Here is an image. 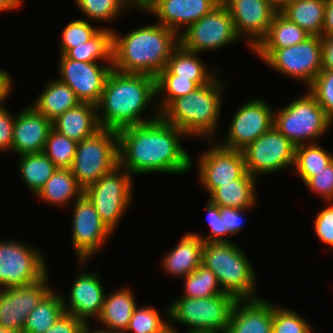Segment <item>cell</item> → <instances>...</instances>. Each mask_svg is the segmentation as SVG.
<instances>
[{
  "label": "cell",
  "mask_w": 333,
  "mask_h": 333,
  "mask_svg": "<svg viewBox=\"0 0 333 333\" xmlns=\"http://www.w3.org/2000/svg\"><path fill=\"white\" fill-rule=\"evenodd\" d=\"M117 134L119 165L131 175L183 174L191 168L193 160L180 142L185 133L161 116L120 129Z\"/></svg>",
  "instance_id": "cell-1"
},
{
  "label": "cell",
  "mask_w": 333,
  "mask_h": 333,
  "mask_svg": "<svg viewBox=\"0 0 333 333\" xmlns=\"http://www.w3.org/2000/svg\"><path fill=\"white\" fill-rule=\"evenodd\" d=\"M156 96V78L145 74H125L113 69L96 105L99 126L118 131L159 118L158 110L148 119L142 117L143 111Z\"/></svg>",
  "instance_id": "cell-2"
},
{
  "label": "cell",
  "mask_w": 333,
  "mask_h": 333,
  "mask_svg": "<svg viewBox=\"0 0 333 333\" xmlns=\"http://www.w3.org/2000/svg\"><path fill=\"white\" fill-rule=\"evenodd\" d=\"M179 44V34L160 23L134 29L122 37L114 31L113 69L156 78Z\"/></svg>",
  "instance_id": "cell-3"
},
{
  "label": "cell",
  "mask_w": 333,
  "mask_h": 333,
  "mask_svg": "<svg viewBox=\"0 0 333 333\" xmlns=\"http://www.w3.org/2000/svg\"><path fill=\"white\" fill-rule=\"evenodd\" d=\"M223 83L217 76L186 96L174 99L160 116L185 133V136L214 139L219 125ZM215 133V134H214ZM213 137V138H212Z\"/></svg>",
  "instance_id": "cell-4"
},
{
  "label": "cell",
  "mask_w": 333,
  "mask_h": 333,
  "mask_svg": "<svg viewBox=\"0 0 333 333\" xmlns=\"http://www.w3.org/2000/svg\"><path fill=\"white\" fill-rule=\"evenodd\" d=\"M202 265L218 279L222 291L237 300L259 299L254 267L245 253L232 242H204Z\"/></svg>",
  "instance_id": "cell-5"
},
{
  "label": "cell",
  "mask_w": 333,
  "mask_h": 333,
  "mask_svg": "<svg viewBox=\"0 0 333 333\" xmlns=\"http://www.w3.org/2000/svg\"><path fill=\"white\" fill-rule=\"evenodd\" d=\"M237 301L226 293L206 298L179 297L163 313L172 323L189 327L187 331L225 333Z\"/></svg>",
  "instance_id": "cell-6"
},
{
  "label": "cell",
  "mask_w": 333,
  "mask_h": 333,
  "mask_svg": "<svg viewBox=\"0 0 333 333\" xmlns=\"http://www.w3.org/2000/svg\"><path fill=\"white\" fill-rule=\"evenodd\" d=\"M118 165L117 131L101 128L77 143L71 171L78 185L85 190Z\"/></svg>",
  "instance_id": "cell-7"
},
{
  "label": "cell",
  "mask_w": 333,
  "mask_h": 333,
  "mask_svg": "<svg viewBox=\"0 0 333 333\" xmlns=\"http://www.w3.org/2000/svg\"><path fill=\"white\" fill-rule=\"evenodd\" d=\"M306 93L274 112L273 126L295 146L316 143L333 123L314 96Z\"/></svg>",
  "instance_id": "cell-8"
},
{
  "label": "cell",
  "mask_w": 333,
  "mask_h": 333,
  "mask_svg": "<svg viewBox=\"0 0 333 333\" xmlns=\"http://www.w3.org/2000/svg\"><path fill=\"white\" fill-rule=\"evenodd\" d=\"M255 54L278 73L309 86L322 70V38L310 36L286 48H254Z\"/></svg>",
  "instance_id": "cell-9"
},
{
  "label": "cell",
  "mask_w": 333,
  "mask_h": 333,
  "mask_svg": "<svg viewBox=\"0 0 333 333\" xmlns=\"http://www.w3.org/2000/svg\"><path fill=\"white\" fill-rule=\"evenodd\" d=\"M131 174L118 165L84 190L104 224L114 232L132 202Z\"/></svg>",
  "instance_id": "cell-10"
},
{
  "label": "cell",
  "mask_w": 333,
  "mask_h": 333,
  "mask_svg": "<svg viewBox=\"0 0 333 333\" xmlns=\"http://www.w3.org/2000/svg\"><path fill=\"white\" fill-rule=\"evenodd\" d=\"M48 273L39 249L18 241H0V289L30 285Z\"/></svg>",
  "instance_id": "cell-11"
},
{
  "label": "cell",
  "mask_w": 333,
  "mask_h": 333,
  "mask_svg": "<svg viewBox=\"0 0 333 333\" xmlns=\"http://www.w3.org/2000/svg\"><path fill=\"white\" fill-rule=\"evenodd\" d=\"M295 147L276 127L272 126L242 149L246 171L256 177L259 174L275 173L293 167Z\"/></svg>",
  "instance_id": "cell-12"
},
{
  "label": "cell",
  "mask_w": 333,
  "mask_h": 333,
  "mask_svg": "<svg viewBox=\"0 0 333 333\" xmlns=\"http://www.w3.org/2000/svg\"><path fill=\"white\" fill-rule=\"evenodd\" d=\"M239 39L230 12L222 2L179 34L180 44L196 53L216 50Z\"/></svg>",
  "instance_id": "cell-13"
},
{
  "label": "cell",
  "mask_w": 333,
  "mask_h": 333,
  "mask_svg": "<svg viewBox=\"0 0 333 333\" xmlns=\"http://www.w3.org/2000/svg\"><path fill=\"white\" fill-rule=\"evenodd\" d=\"M74 204L72 217V243L80 266L100 251L113 233L101 220L93 203L83 193Z\"/></svg>",
  "instance_id": "cell-14"
},
{
  "label": "cell",
  "mask_w": 333,
  "mask_h": 333,
  "mask_svg": "<svg viewBox=\"0 0 333 333\" xmlns=\"http://www.w3.org/2000/svg\"><path fill=\"white\" fill-rule=\"evenodd\" d=\"M274 123V112L264 99L248 100L234 114L228 135L223 143L224 148L242 150L266 133Z\"/></svg>",
  "instance_id": "cell-15"
},
{
  "label": "cell",
  "mask_w": 333,
  "mask_h": 333,
  "mask_svg": "<svg viewBox=\"0 0 333 333\" xmlns=\"http://www.w3.org/2000/svg\"><path fill=\"white\" fill-rule=\"evenodd\" d=\"M59 62L58 80L67 84L80 102L97 105L113 64L101 66L94 62L75 61L61 54Z\"/></svg>",
  "instance_id": "cell-16"
},
{
  "label": "cell",
  "mask_w": 333,
  "mask_h": 333,
  "mask_svg": "<svg viewBox=\"0 0 333 333\" xmlns=\"http://www.w3.org/2000/svg\"><path fill=\"white\" fill-rule=\"evenodd\" d=\"M198 177L211 194L220 184L240 179L247 171L242 150L224 148L219 144L209 147L201 156Z\"/></svg>",
  "instance_id": "cell-17"
},
{
  "label": "cell",
  "mask_w": 333,
  "mask_h": 333,
  "mask_svg": "<svg viewBox=\"0 0 333 333\" xmlns=\"http://www.w3.org/2000/svg\"><path fill=\"white\" fill-rule=\"evenodd\" d=\"M48 280L47 273L30 285L0 289V326L23 330L27 316L53 289Z\"/></svg>",
  "instance_id": "cell-18"
},
{
  "label": "cell",
  "mask_w": 333,
  "mask_h": 333,
  "mask_svg": "<svg viewBox=\"0 0 333 333\" xmlns=\"http://www.w3.org/2000/svg\"><path fill=\"white\" fill-rule=\"evenodd\" d=\"M222 3L230 12L236 34L245 37L253 50L267 35L276 12L267 0H222Z\"/></svg>",
  "instance_id": "cell-19"
},
{
  "label": "cell",
  "mask_w": 333,
  "mask_h": 333,
  "mask_svg": "<svg viewBox=\"0 0 333 333\" xmlns=\"http://www.w3.org/2000/svg\"><path fill=\"white\" fill-rule=\"evenodd\" d=\"M222 0H139L137 7L155 15L161 25L178 34L216 8ZM179 30V31H178Z\"/></svg>",
  "instance_id": "cell-20"
},
{
  "label": "cell",
  "mask_w": 333,
  "mask_h": 333,
  "mask_svg": "<svg viewBox=\"0 0 333 333\" xmlns=\"http://www.w3.org/2000/svg\"><path fill=\"white\" fill-rule=\"evenodd\" d=\"M81 271L70 290L69 304L62 297L63 306L65 313L89 323V318L100 316L106 294L98 273Z\"/></svg>",
  "instance_id": "cell-21"
},
{
  "label": "cell",
  "mask_w": 333,
  "mask_h": 333,
  "mask_svg": "<svg viewBox=\"0 0 333 333\" xmlns=\"http://www.w3.org/2000/svg\"><path fill=\"white\" fill-rule=\"evenodd\" d=\"M52 128V121L30 104L15 115L12 152L19 155L43 152Z\"/></svg>",
  "instance_id": "cell-22"
},
{
  "label": "cell",
  "mask_w": 333,
  "mask_h": 333,
  "mask_svg": "<svg viewBox=\"0 0 333 333\" xmlns=\"http://www.w3.org/2000/svg\"><path fill=\"white\" fill-rule=\"evenodd\" d=\"M273 305L263 298L238 300L225 333H272Z\"/></svg>",
  "instance_id": "cell-23"
},
{
  "label": "cell",
  "mask_w": 333,
  "mask_h": 333,
  "mask_svg": "<svg viewBox=\"0 0 333 333\" xmlns=\"http://www.w3.org/2000/svg\"><path fill=\"white\" fill-rule=\"evenodd\" d=\"M52 126L60 134L78 143L101 129L97 117V106L80 102L52 121Z\"/></svg>",
  "instance_id": "cell-24"
},
{
  "label": "cell",
  "mask_w": 333,
  "mask_h": 333,
  "mask_svg": "<svg viewBox=\"0 0 333 333\" xmlns=\"http://www.w3.org/2000/svg\"><path fill=\"white\" fill-rule=\"evenodd\" d=\"M203 240L186 233L162 260L166 273L174 277H186L202 264Z\"/></svg>",
  "instance_id": "cell-25"
},
{
  "label": "cell",
  "mask_w": 333,
  "mask_h": 333,
  "mask_svg": "<svg viewBox=\"0 0 333 333\" xmlns=\"http://www.w3.org/2000/svg\"><path fill=\"white\" fill-rule=\"evenodd\" d=\"M136 306V299L131 289L120 288L105 295L103 308L97 320L106 329L125 333Z\"/></svg>",
  "instance_id": "cell-26"
},
{
  "label": "cell",
  "mask_w": 333,
  "mask_h": 333,
  "mask_svg": "<svg viewBox=\"0 0 333 333\" xmlns=\"http://www.w3.org/2000/svg\"><path fill=\"white\" fill-rule=\"evenodd\" d=\"M256 178L246 172L240 179L231 183L220 184L211 194L209 200L220 207L252 208L256 198Z\"/></svg>",
  "instance_id": "cell-27"
},
{
  "label": "cell",
  "mask_w": 333,
  "mask_h": 333,
  "mask_svg": "<svg viewBox=\"0 0 333 333\" xmlns=\"http://www.w3.org/2000/svg\"><path fill=\"white\" fill-rule=\"evenodd\" d=\"M80 101L74 91L58 79L49 81L46 88L31 106L47 119L54 121L65 111L75 107Z\"/></svg>",
  "instance_id": "cell-28"
},
{
  "label": "cell",
  "mask_w": 333,
  "mask_h": 333,
  "mask_svg": "<svg viewBox=\"0 0 333 333\" xmlns=\"http://www.w3.org/2000/svg\"><path fill=\"white\" fill-rule=\"evenodd\" d=\"M197 55L198 53L187 50L179 44L172 52L166 67L174 75H178V78L189 79L198 86L205 85L211 82L216 74L214 70L210 72Z\"/></svg>",
  "instance_id": "cell-29"
},
{
  "label": "cell",
  "mask_w": 333,
  "mask_h": 333,
  "mask_svg": "<svg viewBox=\"0 0 333 333\" xmlns=\"http://www.w3.org/2000/svg\"><path fill=\"white\" fill-rule=\"evenodd\" d=\"M83 193L84 190L78 185L71 169H57L39 190L36 197L59 206L70 203L72 199L76 201Z\"/></svg>",
  "instance_id": "cell-30"
},
{
  "label": "cell",
  "mask_w": 333,
  "mask_h": 333,
  "mask_svg": "<svg viewBox=\"0 0 333 333\" xmlns=\"http://www.w3.org/2000/svg\"><path fill=\"white\" fill-rule=\"evenodd\" d=\"M325 0H294L281 13L310 36H321Z\"/></svg>",
  "instance_id": "cell-31"
},
{
  "label": "cell",
  "mask_w": 333,
  "mask_h": 333,
  "mask_svg": "<svg viewBox=\"0 0 333 333\" xmlns=\"http://www.w3.org/2000/svg\"><path fill=\"white\" fill-rule=\"evenodd\" d=\"M310 35L282 13H275L267 35L255 48H286L304 42Z\"/></svg>",
  "instance_id": "cell-32"
},
{
  "label": "cell",
  "mask_w": 333,
  "mask_h": 333,
  "mask_svg": "<svg viewBox=\"0 0 333 333\" xmlns=\"http://www.w3.org/2000/svg\"><path fill=\"white\" fill-rule=\"evenodd\" d=\"M65 313L63 298L53 289L27 316L25 333H45Z\"/></svg>",
  "instance_id": "cell-33"
},
{
  "label": "cell",
  "mask_w": 333,
  "mask_h": 333,
  "mask_svg": "<svg viewBox=\"0 0 333 333\" xmlns=\"http://www.w3.org/2000/svg\"><path fill=\"white\" fill-rule=\"evenodd\" d=\"M113 33L110 28H102L94 37L84 44L68 49L63 56L75 61H108L113 64Z\"/></svg>",
  "instance_id": "cell-34"
},
{
  "label": "cell",
  "mask_w": 333,
  "mask_h": 333,
  "mask_svg": "<svg viewBox=\"0 0 333 333\" xmlns=\"http://www.w3.org/2000/svg\"><path fill=\"white\" fill-rule=\"evenodd\" d=\"M19 159L18 170L23 183L35 196L58 168L43 152L23 154Z\"/></svg>",
  "instance_id": "cell-35"
},
{
  "label": "cell",
  "mask_w": 333,
  "mask_h": 333,
  "mask_svg": "<svg viewBox=\"0 0 333 333\" xmlns=\"http://www.w3.org/2000/svg\"><path fill=\"white\" fill-rule=\"evenodd\" d=\"M318 143H307L295 147V173L303 183L325 168L333 160V155Z\"/></svg>",
  "instance_id": "cell-36"
},
{
  "label": "cell",
  "mask_w": 333,
  "mask_h": 333,
  "mask_svg": "<svg viewBox=\"0 0 333 333\" xmlns=\"http://www.w3.org/2000/svg\"><path fill=\"white\" fill-rule=\"evenodd\" d=\"M198 87L194 81L178 78V75H174L165 67L156 76V95L163 94V96L155 104L157 107L155 106L154 110L161 113L174 99L186 96Z\"/></svg>",
  "instance_id": "cell-37"
},
{
  "label": "cell",
  "mask_w": 333,
  "mask_h": 333,
  "mask_svg": "<svg viewBox=\"0 0 333 333\" xmlns=\"http://www.w3.org/2000/svg\"><path fill=\"white\" fill-rule=\"evenodd\" d=\"M75 3L84 16L102 22L118 18L126 7L139 6V0H75Z\"/></svg>",
  "instance_id": "cell-38"
},
{
  "label": "cell",
  "mask_w": 333,
  "mask_h": 333,
  "mask_svg": "<svg viewBox=\"0 0 333 333\" xmlns=\"http://www.w3.org/2000/svg\"><path fill=\"white\" fill-rule=\"evenodd\" d=\"M184 279L185 293L182 297L206 298L224 293L215 274L202 264Z\"/></svg>",
  "instance_id": "cell-39"
},
{
  "label": "cell",
  "mask_w": 333,
  "mask_h": 333,
  "mask_svg": "<svg viewBox=\"0 0 333 333\" xmlns=\"http://www.w3.org/2000/svg\"><path fill=\"white\" fill-rule=\"evenodd\" d=\"M77 142L51 129L43 153L58 169H71Z\"/></svg>",
  "instance_id": "cell-40"
},
{
  "label": "cell",
  "mask_w": 333,
  "mask_h": 333,
  "mask_svg": "<svg viewBox=\"0 0 333 333\" xmlns=\"http://www.w3.org/2000/svg\"><path fill=\"white\" fill-rule=\"evenodd\" d=\"M308 322L296 311L273 305L272 333H313Z\"/></svg>",
  "instance_id": "cell-41"
},
{
  "label": "cell",
  "mask_w": 333,
  "mask_h": 333,
  "mask_svg": "<svg viewBox=\"0 0 333 333\" xmlns=\"http://www.w3.org/2000/svg\"><path fill=\"white\" fill-rule=\"evenodd\" d=\"M161 317L154 306H136L125 333H159L168 324V320L165 322Z\"/></svg>",
  "instance_id": "cell-42"
},
{
  "label": "cell",
  "mask_w": 333,
  "mask_h": 333,
  "mask_svg": "<svg viewBox=\"0 0 333 333\" xmlns=\"http://www.w3.org/2000/svg\"><path fill=\"white\" fill-rule=\"evenodd\" d=\"M102 28H94L89 21L76 19L67 24L61 37L60 54L63 55L68 49L80 46L94 37Z\"/></svg>",
  "instance_id": "cell-43"
},
{
  "label": "cell",
  "mask_w": 333,
  "mask_h": 333,
  "mask_svg": "<svg viewBox=\"0 0 333 333\" xmlns=\"http://www.w3.org/2000/svg\"><path fill=\"white\" fill-rule=\"evenodd\" d=\"M325 114L333 122V71L321 70L307 87Z\"/></svg>",
  "instance_id": "cell-44"
},
{
  "label": "cell",
  "mask_w": 333,
  "mask_h": 333,
  "mask_svg": "<svg viewBox=\"0 0 333 333\" xmlns=\"http://www.w3.org/2000/svg\"><path fill=\"white\" fill-rule=\"evenodd\" d=\"M206 209L208 213L207 223L211 233L207 237H202V235L200 236V234H197L195 232H192V234L199 236V238L202 239L203 242H232L230 239H227L225 237V235L229 233L227 232L226 227H224L223 220L220 214V206L208 200Z\"/></svg>",
  "instance_id": "cell-45"
},
{
  "label": "cell",
  "mask_w": 333,
  "mask_h": 333,
  "mask_svg": "<svg viewBox=\"0 0 333 333\" xmlns=\"http://www.w3.org/2000/svg\"><path fill=\"white\" fill-rule=\"evenodd\" d=\"M305 185L319 196L325 198V201L333 200V160L325 168L311 176Z\"/></svg>",
  "instance_id": "cell-46"
},
{
  "label": "cell",
  "mask_w": 333,
  "mask_h": 333,
  "mask_svg": "<svg viewBox=\"0 0 333 333\" xmlns=\"http://www.w3.org/2000/svg\"><path fill=\"white\" fill-rule=\"evenodd\" d=\"M331 205V206H330ZM320 210L314 221L315 234L323 243L333 247V204Z\"/></svg>",
  "instance_id": "cell-47"
},
{
  "label": "cell",
  "mask_w": 333,
  "mask_h": 333,
  "mask_svg": "<svg viewBox=\"0 0 333 333\" xmlns=\"http://www.w3.org/2000/svg\"><path fill=\"white\" fill-rule=\"evenodd\" d=\"M85 326L83 320L64 313L45 333H84Z\"/></svg>",
  "instance_id": "cell-48"
},
{
  "label": "cell",
  "mask_w": 333,
  "mask_h": 333,
  "mask_svg": "<svg viewBox=\"0 0 333 333\" xmlns=\"http://www.w3.org/2000/svg\"><path fill=\"white\" fill-rule=\"evenodd\" d=\"M6 107L0 108V151L12 150L13 124L15 116L9 114Z\"/></svg>",
  "instance_id": "cell-49"
},
{
  "label": "cell",
  "mask_w": 333,
  "mask_h": 333,
  "mask_svg": "<svg viewBox=\"0 0 333 333\" xmlns=\"http://www.w3.org/2000/svg\"><path fill=\"white\" fill-rule=\"evenodd\" d=\"M250 208L237 209L229 207H220V214L223 220L224 227H226L229 234H237L243 228L244 216L242 215Z\"/></svg>",
  "instance_id": "cell-50"
},
{
  "label": "cell",
  "mask_w": 333,
  "mask_h": 333,
  "mask_svg": "<svg viewBox=\"0 0 333 333\" xmlns=\"http://www.w3.org/2000/svg\"><path fill=\"white\" fill-rule=\"evenodd\" d=\"M322 69L333 71V36L322 38Z\"/></svg>",
  "instance_id": "cell-51"
},
{
  "label": "cell",
  "mask_w": 333,
  "mask_h": 333,
  "mask_svg": "<svg viewBox=\"0 0 333 333\" xmlns=\"http://www.w3.org/2000/svg\"><path fill=\"white\" fill-rule=\"evenodd\" d=\"M324 22L321 38L333 36V0H325Z\"/></svg>",
  "instance_id": "cell-52"
},
{
  "label": "cell",
  "mask_w": 333,
  "mask_h": 333,
  "mask_svg": "<svg viewBox=\"0 0 333 333\" xmlns=\"http://www.w3.org/2000/svg\"><path fill=\"white\" fill-rule=\"evenodd\" d=\"M13 80L10 73L0 69V108L3 106L5 99L11 94Z\"/></svg>",
  "instance_id": "cell-53"
},
{
  "label": "cell",
  "mask_w": 333,
  "mask_h": 333,
  "mask_svg": "<svg viewBox=\"0 0 333 333\" xmlns=\"http://www.w3.org/2000/svg\"><path fill=\"white\" fill-rule=\"evenodd\" d=\"M22 0H0V12L15 10L21 6Z\"/></svg>",
  "instance_id": "cell-54"
},
{
  "label": "cell",
  "mask_w": 333,
  "mask_h": 333,
  "mask_svg": "<svg viewBox=\"0 0 333 333\" xmlns=\"http://www.w3.org/2000/svg\"><path fill=\"white\" fill-rule=\"evenodd\" d=\"M276 13H281L294 0H267Z\"/></svg>",
  "instance_id": "cell-55"
},
{
  "label": "cell",
  "mask_w": 333,
  "mask_h": 333,
  "mask_svg": "<svg viewBox=\"0 0 333 333\" xmlns=\"http://www.w3.org/2000/svg\"><path fill=\"white\" fill-rule=\"evenodd\" d=\"M84 333H124V332H120V331H113V330H110V329H96V330H91V327L88 323H86V326H85V330H84Z\"/></svg>",
  "instance_id": "cell-56"
},
{
  "label": "cell",
  "mask_w": 333,
  "mask_h": 333,
  "mask_svg": "<svg viewBox=\"0 0 333 333\" xmlns=\"http://www.w3.org/2000/svg\"><path fill=\"white\" fill-rule=\"evenodd\" d=\"M159 333H179V332L168 323Z\"/></svg>",
  "instance_id": "cell-57"
},
{
  "label": "cell",
  "mask_w": 333,
  "mask_h": 333,
  "mask_svg": "<svg viewBox=\"0 0 333 333\" xmlns=\"http://www.w3.org/2000/svg\"><path fill=\"white\" fill-rule=\"evenodd\" d=\"M0 333H25V332L20 329H8L0 326Z\"/></svg>",
  "instance_id": "cell-58"
}]
</instances>
